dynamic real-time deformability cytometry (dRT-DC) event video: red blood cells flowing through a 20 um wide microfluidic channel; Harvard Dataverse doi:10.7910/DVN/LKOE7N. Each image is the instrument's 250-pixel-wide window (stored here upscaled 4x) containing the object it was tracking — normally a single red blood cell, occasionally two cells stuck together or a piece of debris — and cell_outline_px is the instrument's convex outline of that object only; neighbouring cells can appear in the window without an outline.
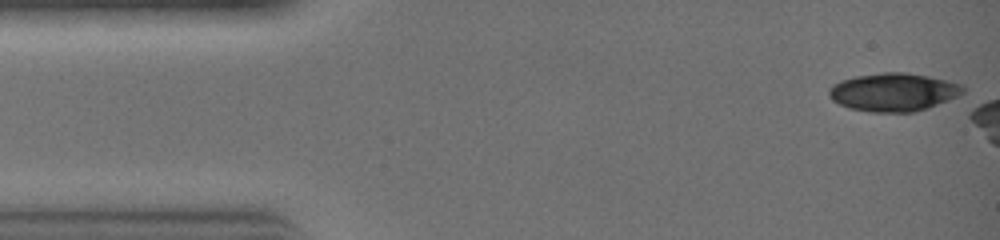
{"species": "common noctule bat (a hibernating species)", "species_latin": "Nyctalus noctula", "temperature_condition": "warm", "stored_images_in_passage": 5, "camera_frame_rate_fps": 3000, "um_per_image_px": 0.085, "animal": {"sex": "female", "body_mass_g": 19.0, "forearm_length_mm": 51.5}, "frame": {"image": 1, "passage_image": 1, "time_ms": 0.0, "image_size_px": [1000, 240], "cell_outline_px": [[964, 92], [948, 100], [928, 108], [912, 112], [872, 112], [852, 108], [840, 104], [832, 100], [828, 92], [828, 88], [844, 80], [856, 76], [880, 72], [904, 72], [928, 76], [964, 84]], "centroid_in_image_um": [75.97, 7.82], "position_along_channel_um": 9.0, "area_um2": 29.54}}